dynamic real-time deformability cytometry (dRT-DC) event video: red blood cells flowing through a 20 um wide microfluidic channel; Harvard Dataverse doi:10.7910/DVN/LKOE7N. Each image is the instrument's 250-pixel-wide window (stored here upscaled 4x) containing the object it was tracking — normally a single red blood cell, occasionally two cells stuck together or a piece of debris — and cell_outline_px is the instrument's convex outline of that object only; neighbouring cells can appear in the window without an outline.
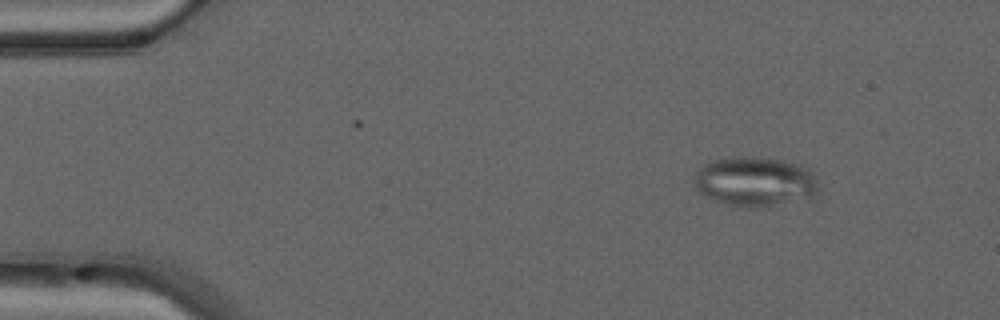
{"species": "common noctule bat (a hibernating species)", "species_latin": "Nyctalus noctula", "temperature_condition": "warm", "stored_images_in_passage": 49, "camera_frame_rate_fps": 3000, "um_per_image_px": 0.085, "animal": {"sex": "male", "forearm_length_mm": 52.5}, "frame": {"image": 1, "passage_image": 5, "time_ms": 1.333, "image_size_px": [1000, 320], "cell_outline_px": [[820, 188], [808, 200], [748, 208], [724, 204], [700, 192], [696, 188], [696, 172], [704, 164], [712, 160], [736, 156], [740, 156], [784, 160], [804, 164], [816, 180]], "centroid_in_image_um": [64.22, 15.43], "position_along_channel_um": 20.8, "area_um2": 35.95}}
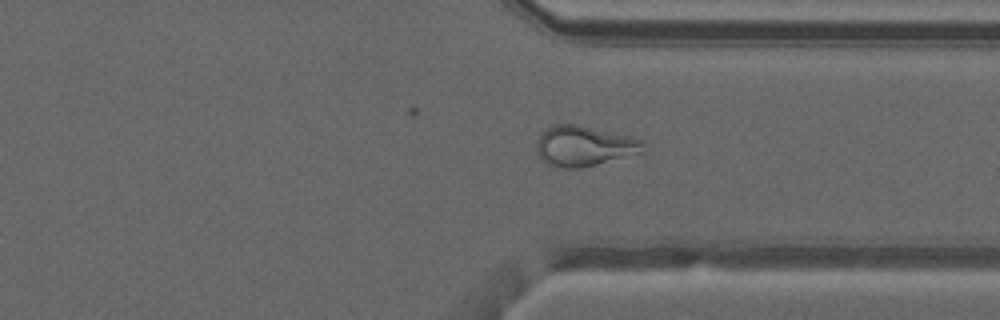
{"frame": {"image": 2, "passage_image": 36, "time_ms": 11.667, "image_size_px": [1000, 320], "cell_outline_px": [[648, 148], [640, 152], [596, 164], [580, 168], [564, 168], [548, 164], [536, 152], [536, 140], [540, 132], [556, 124], [576, 124], [628, 136], [644, 140]], "centroid_in_image_um": [49.63, 12.4], "position_along_channel_um": 361.8, "area_um2": 24.8}}
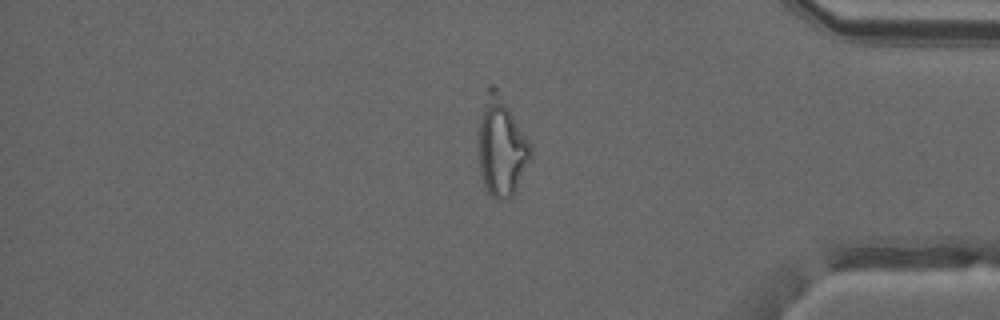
{"frame": {"image": 3, "passage_image": 40, "time_ms": 13.0, "image_size_px": [1000, 320], "cell_outline_px": [[532, 160], [512, 196], [504, 200], [496, 200], [488, 192], [484, 184], [480, 172], [480, 116], [488, 84], [492, 84], [496, 88], [532, 144]], "centroid_in_image_um": [42.66, 12.51], "position_along_channel_um": 392.5, "area_um2": 29.77}, "authors_computed_cell_mechanics": {"area_um2": 29.767, "velocity_mm_per_s": 4.1654, "shape_relaxation_time_tau1_ms": null, "shape_relaxation_time_tau2_ms": 1.0388, "deformation_change_tau1": null, "deformation_change_tau2": 0.0739}}